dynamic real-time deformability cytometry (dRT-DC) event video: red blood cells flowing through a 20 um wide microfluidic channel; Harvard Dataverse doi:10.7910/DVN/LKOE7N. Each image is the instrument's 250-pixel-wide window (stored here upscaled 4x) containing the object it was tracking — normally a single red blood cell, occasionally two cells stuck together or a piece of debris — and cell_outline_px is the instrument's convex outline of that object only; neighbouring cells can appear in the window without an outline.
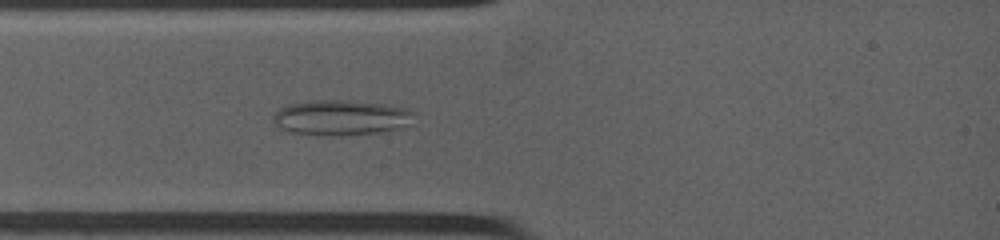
{"species": "common noctule bat (a hibernating species)", "species_latin": "Nyctalus noctula", "temperature_condition": "warm", "stored_images_in_passage": 13, "camera_frame_rate_fps": 4500, "um_per_image_px": 0.085, "animal": {"sex": "female", "body_mass_g": 19.0, "forearm_length_mm": 53.3}, "frame": {"image": 1, "passage_image": 6, "time_ms": 2.222, "image_size_px": [1000, 240], "cell_outline_px": [[408, 112], [404, 124], [396, 128], [376, 132], [340, 136], [324, 136], [288, 132], [280, 128], [272, 120], [272, 116], [280, 108], [288, 104], [312, 100], [352, 100], [380, 104], [400, 108]], "centroid_in_image_um": [28.74, 10.0], "position_along_channel_um": 56.3, "area_um2": 28.09}}
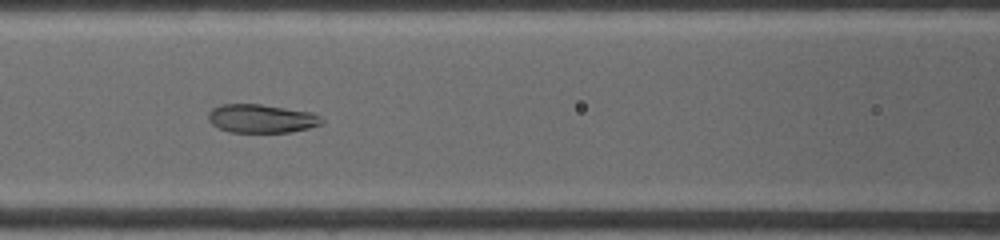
{"frame": {"image": 2, "passage_image": 11, "time_ms": 4.444, "image_size_px": [1000, 240], "cell_outline_px": [[324, 124], [308, 128], [288, 132], [232, 132], [220, 128], [212, 124], [208, 120], [208, 112], [212, 108], [220, 104], [260, 104], [312, 112], [320, 116], [324, 120]], "centroid_in_image_um": [22.23, 10.07], "position_along_channel_um": 144.4, "area_um2": 18.9}}